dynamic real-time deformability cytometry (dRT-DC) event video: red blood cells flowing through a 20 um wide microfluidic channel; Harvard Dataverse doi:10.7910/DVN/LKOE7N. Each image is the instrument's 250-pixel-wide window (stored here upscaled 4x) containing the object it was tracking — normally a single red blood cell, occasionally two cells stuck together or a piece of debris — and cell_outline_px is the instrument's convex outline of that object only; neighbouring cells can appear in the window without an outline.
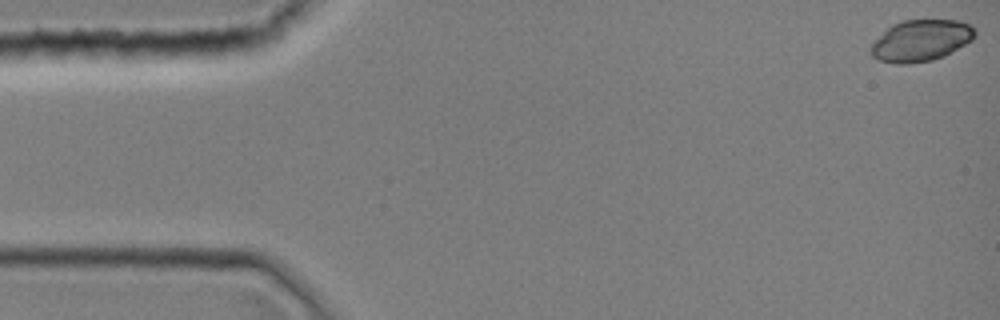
{"species": "common noctule bat (a hibernating species)", "species_latin": "Nyctalus noctula", "temperature_condition": "room temperature", "stored_images_in_passage": 44, "camera_frame_rate_fps": 3000, "um_per_image_px": 0.085, "animal": {"sex": "female", "body_mass_g": 19.0, "forearm_length_mm": 51.5}, "frame": {"image": 1, "passage_image": 1, "time_ms": 0.0, "image_size_px": [1000, 320], "cell_outline_px": [[976, 32], [972, 40], [944, 56], [932, 60], [908, 64], [896, 64], [880, 60], [872, 56], [868, 48], [892, 24], [904, 20], [956, 20], [968, 24]], "centroid_in_image_um": [78.25, 3.46], "position_along_channel_um": 6.7, "area_um2": 24.91}}
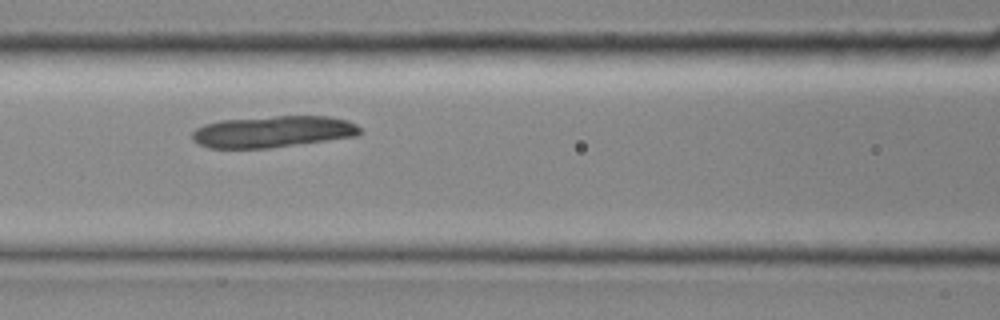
{"frame": {"image": 2, "passage_image": 19, "time_ms": 6.0, "image_size_px": [1000, 320], "cell_outline_px": [[360, 136], [268, 148], [208, 148], [196, 144], [192, 140], [192, 132], [196, 128], [204, 124], [220, 120], [276, 116], [328, 116], [348, 120], [356, 124], [360, 128]], "centroid_in_image_um": [23.18, 11.19], "position_along_channel_um": 143.4, "area_um2": 31.1}}
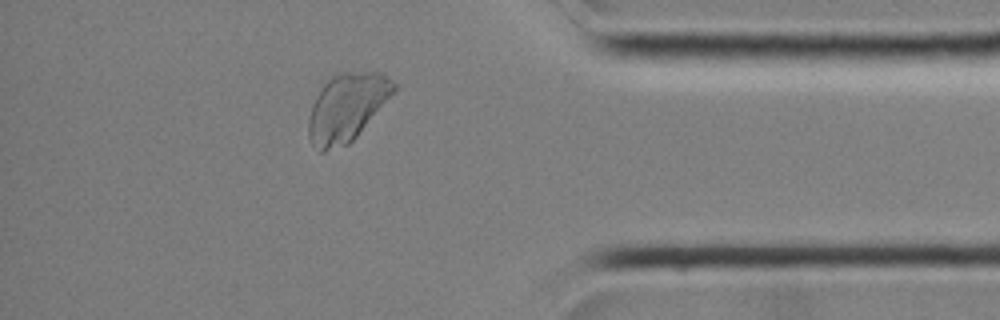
{"frame": {"image": 3, "passage_image": 38, "time_ms": 12.333, "image_size_px": [1000, 320], "cell_outline_px": [[396, 92], [356, 136], [348, 144], [324, 152], [320, 152], [312, 144], [308, 136], [308, 120], [312, 104], [316, 96], [324, 84], [332, 76], [340, 72], [380, 72], [396, 84]], "centroid_in_image_um": [29.48, 9.13], "position_along_channel_um": 405.7, "area_um2": 33.64}}